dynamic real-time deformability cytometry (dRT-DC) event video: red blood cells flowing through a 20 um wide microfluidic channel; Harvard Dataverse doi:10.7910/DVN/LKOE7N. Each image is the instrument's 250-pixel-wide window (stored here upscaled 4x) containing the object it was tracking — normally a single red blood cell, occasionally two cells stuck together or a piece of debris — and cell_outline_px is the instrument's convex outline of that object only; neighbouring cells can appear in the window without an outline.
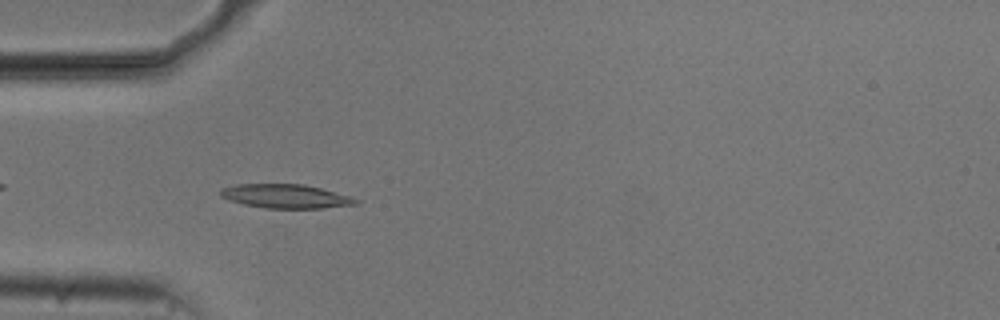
{"species": "common noctule bat (a hibernating species)", "species_latin": "Nyctalus noctula", "temperature_condition": "cold", "stored_images_in_passage": 42, "camera_frame_rate_fps": 3000, "um_per_image_px": 0.085, "animal": {"sex": "male", "body_mass_g": 20.5, "forearm_length_mm": 52.5}, "frame": {"image": 1, "passage_image": 5, "time_ms": 1.333, "image_size_px": [1000, 320], "cell_outline_px": [[360, 200], [356, 204], [324, 208], [264, 208], [244, 204], [228, 200], [220, 196], [220, 188], [236, 184], [304, 184], [352, 196]], "centroid_in_image_um": [24.27, 16.68], "position_along_channel_um": 60.7, "area_um2": 18.96}}
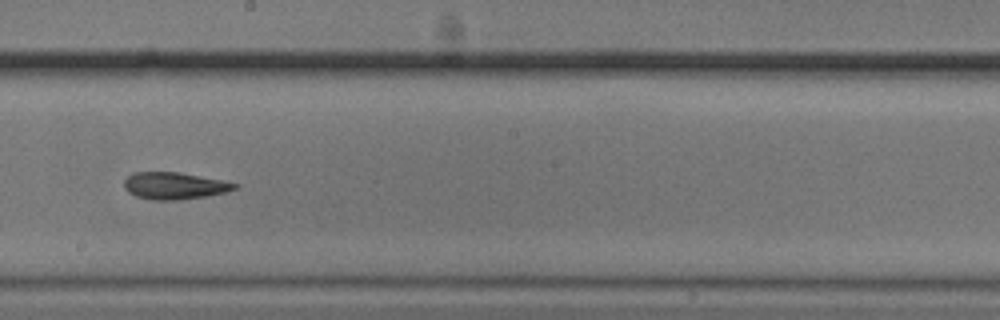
{"frame": {"image": 2, "passage_image": 19, "time_ms": 6.0, "image_size_px": [1000, 320], "cell_outline_px": [[240, 184], [236, 188], [224, 192], [208, 196], [176, 200], [152, 200], [136, 196], [128, 192], [124, 188], [124, 180], [132, 172], [180, 172]], "centroid_in_image_um": [14.79, 15.79], "position_along_channel_um": 233.4, "area_um2": 17.34}}
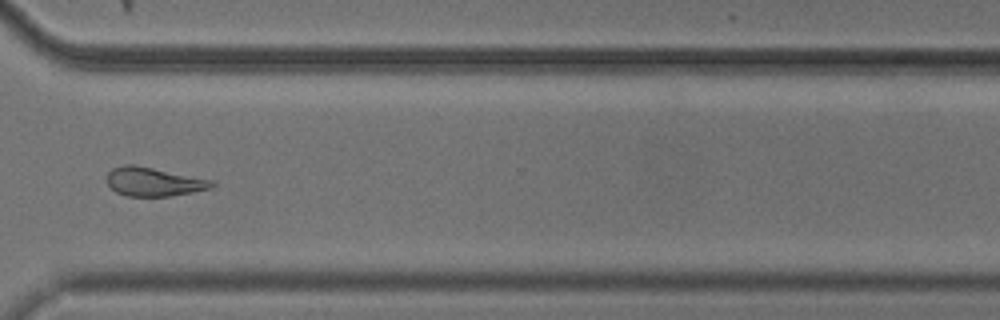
{"frame": {"image": 3, "passage_image": 29, "time_ms": 9.333, "image_size_px": [1000, 320], "cell_outline_px": [[216, 184], [212, 188], [192, 192], [168, 196], [128, 196], [116, 192], [108, 184], [108, 172], [112, 168], [124, 164], [136, 164], [212, 180]], "centroid_in_image_um": [13.06, 15.43], "position_along_channel_um": 357.5, "area_um2": 17.57}, "authors_computed_cell_mechanics": {"area_um2": 17.8024, "velocity_mm_per_s": 3.7344, "shape_relaxation_time_tau1_ms": 4.1761, "shape_relaxation_time_tau2_ms": 9.3679, "deformation_change_tau1": 0.1111, "deformation_change_tau2": 0.1809}}